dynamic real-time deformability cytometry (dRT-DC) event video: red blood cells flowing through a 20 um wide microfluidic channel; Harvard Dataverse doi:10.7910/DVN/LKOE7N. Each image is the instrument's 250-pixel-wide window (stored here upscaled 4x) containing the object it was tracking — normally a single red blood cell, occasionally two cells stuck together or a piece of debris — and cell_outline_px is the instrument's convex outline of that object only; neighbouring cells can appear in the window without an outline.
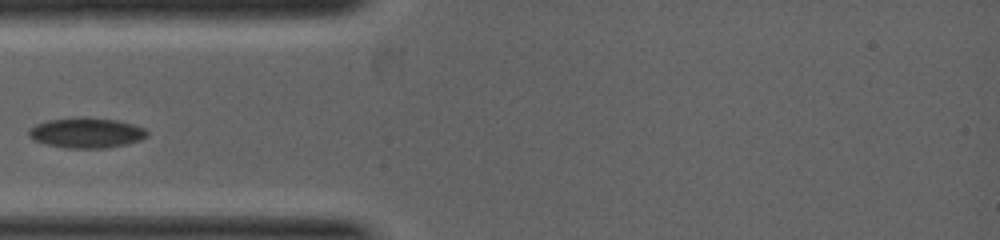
{"species": "common noctule bat (a hibernating species)", "species_latin": "Nyctalus noctula", "temperature_condition": "warm", "stored_images_in_passage": 20, "camera_frame_rate_fps": 5000, "um_per_image_px": 0.085, "animal": {"sex": "female", "body_mass_g": 19.0, "forearm_length_mm": 53.3}, "frame": {"image": 1, "passage_image": 1, "time_ms": 0.0, "image_size_px": [1000, 240], "cell_outline_px": [[148, 136], [140, 140], [128, 144], [104, 148], [68, 148], [48, 144], [36, 140], [28, 136], [28, 128], [36, 124], [48, 120], [80, 116], [88, 116], [116, 120], [132, 124], [144, 128], [148, 132]], "centroid_in_image_um": [7.35, 11.27], "position_along_channel_um": 77.6, "area_um2": 20.98}}
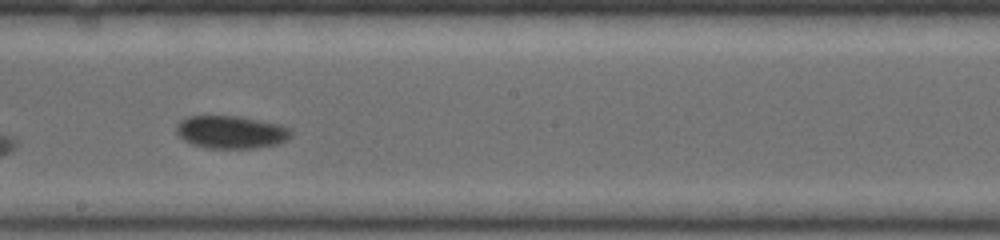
{"frame": {"image": 2, "passage_image": 9, "time_ms": 2.0, "image_size_px": [1000, 240], "cell_outline_px": [[292, 136], [276, 144], [252, 148], [208, 148], [192, 144], [184, 140], [176, 132], [176, 124], [180, 120], [188, 116], [240, 116], [280, 124], [292, 128]], "centroid_in_image_um": [19.64, 11.21], "position_along_channel_um": 228.6, "area_um2": 21.96}}
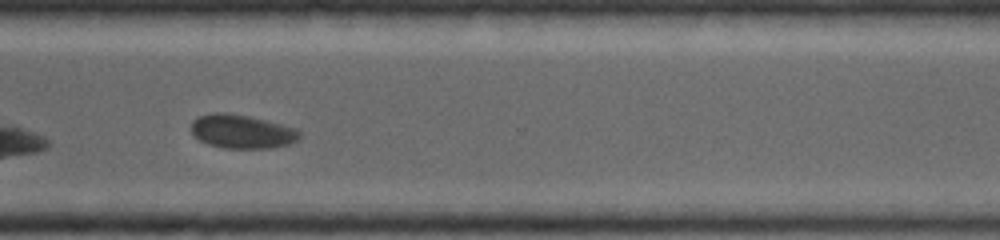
{"frame": {"image": 3, "passage_image": 16, "time_ms": 3.6, "image_size_px": [1000, 240], "cell_outline_px": [[300, 136], [292, 144], [268, 148], [224, 148], [208, 144], [200, 140], [192, 132], [192, 120], [200, 116], [212, 112], [224, 112], [248, 116], [296, 128], [300, 132]], "centroid_in_image_um": [20.56, 11.18], "position_along_channel_um": 350.0, "area_um2": 21.15}}